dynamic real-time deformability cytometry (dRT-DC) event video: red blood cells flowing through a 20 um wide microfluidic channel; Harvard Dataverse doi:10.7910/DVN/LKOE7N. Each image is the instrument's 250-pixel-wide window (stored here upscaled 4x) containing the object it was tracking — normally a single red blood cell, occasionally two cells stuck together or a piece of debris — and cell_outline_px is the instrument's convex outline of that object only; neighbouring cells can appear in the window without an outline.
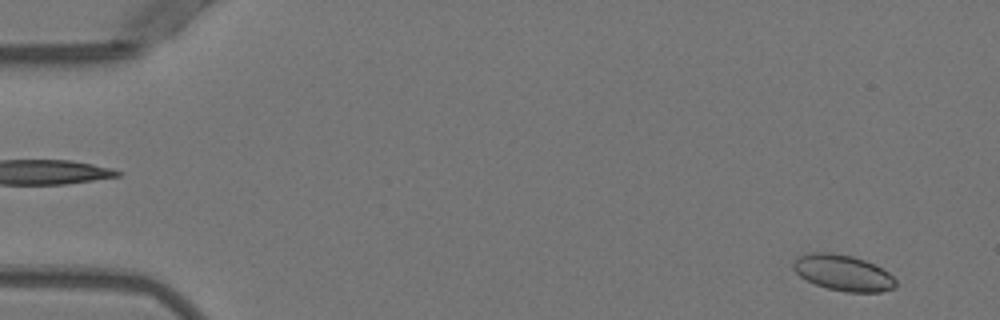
{"species": "Egyptian fruit bat (a non-hibernating species)", "species_latin": "Rousettus aegyptiacus", "temperature_condition": "warm", "stored_images_in_passage": 52, "camera_frame_rate_fps": 3000, "um_per_image_px": 0.085, "animal": {"sex": "female"}, "frame": {"image": 1, "passage_image": 3, "time_ms": 0.667, "image_size_px": [1000, 320], "cell_outline_px": [[896, 288], [880, 292], [848, 292], [828, 288], [816, 284], [800, 276], [792, 268], [792, 264], [800, 256], [816, 252], [828, 252], [852, 256], [876, 264], [888, 272], [896, 280]], "centroid_in_image_um": [71.71, 23.19], "position_along_channel_um": 13.3, "area_um2": 21.27}}
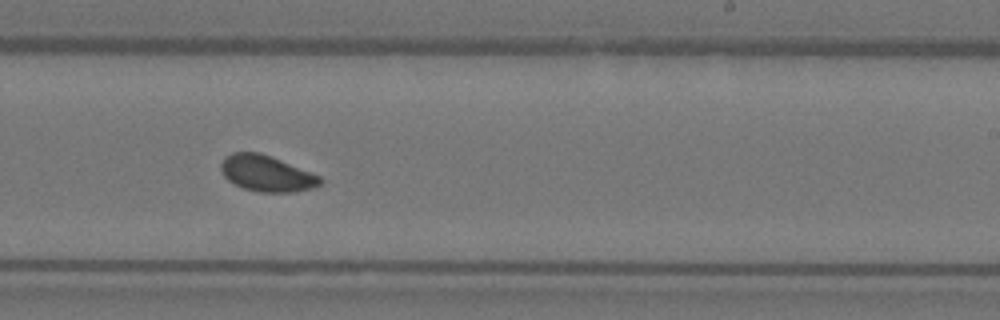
{"frame": {"image": 2, "passage_image": 32, "time_ms": 10.333, "image_size_px": [1000, 320], "cell_outline_px": [[324, 180], [320, 184], [312, 188], [296, 192], [260, 192], [244, 188], [228, 180], [224, 176], [220, 168], [220, 164], [224, 156], [232, 152], [260, 152], [272, 156], [320, 176]], "centroid_in_image_um": [22.65, 14.73], "position_along_channel_um": 266.3, "area_um2": 20.92}}
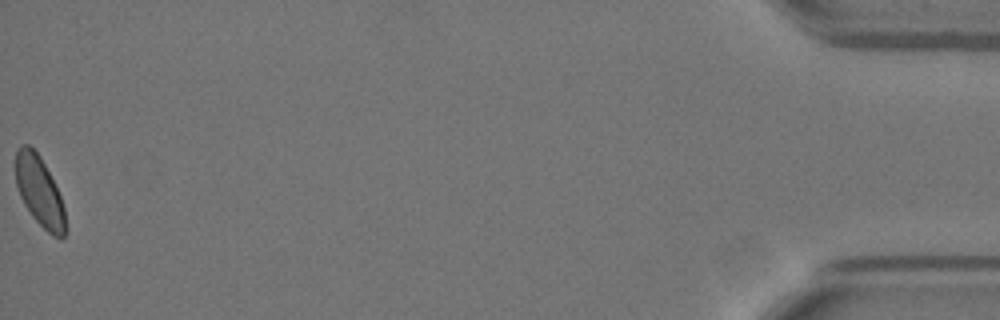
{"frame": {"image": 3, "passage_image": 52, "time_ms": 17.0, "image_size_px": [1000, 320], "cell_outline_px": [[64, 236], [60, 240], [52, 236], [32, 216], [24, 204], [20, 196], [16, 184], [16, 152], [24, 144], [28, 144], [40, 156], [60, 196], [64, 208]], "centroid_in_image_um": [3.34, 16.29], "position_along_channel_um": 431.9, "area_um2": 19.71}, "authors_computed_cell_mechanics": {"area_um2": 20.7791, "velocity_mm_per_s": 3.9283, "shape_relaxation_time_tau1_ms": 6.5453, "shape_relaxation_time_tau2_ms": 1.6619, "deformation_change_tau1": 0.0827, "deformation_change_tau2": 0.0623}}